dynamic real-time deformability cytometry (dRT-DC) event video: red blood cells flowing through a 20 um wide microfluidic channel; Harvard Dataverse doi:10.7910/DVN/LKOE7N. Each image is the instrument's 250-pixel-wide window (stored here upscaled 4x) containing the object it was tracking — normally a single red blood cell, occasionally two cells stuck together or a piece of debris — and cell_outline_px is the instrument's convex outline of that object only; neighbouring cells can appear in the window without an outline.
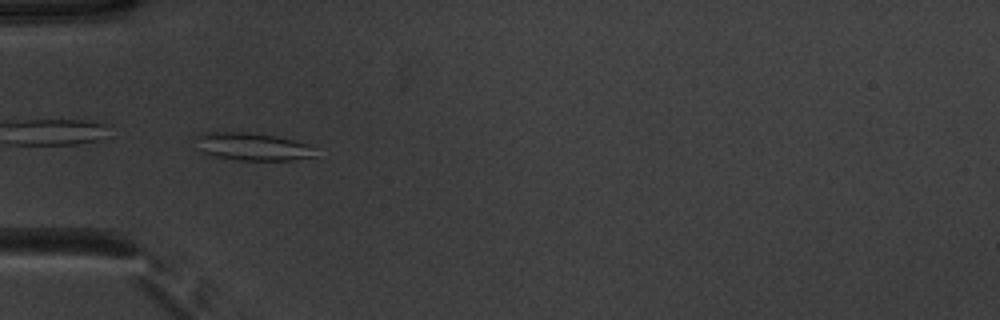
{"species": "common noctule bat (a hibernating species)", "species_latin": "Nyctalus noctula", "temperature_condition": "warm", "stored_images_in_passage": 36, "camera_frame_rate_fps": 3000, "um_per_image_px": 0.085, "animal": {"sex": "male", "body_mass_g": 20.1, "forearm_length_mm": 53.5}, "frame": {"image": 1, "passage_image": 1, "time_ms": 0.0, "image_size_px": [1000, 320], "cell_outline_px": [[316, 156], [292, 160], [236, 160], [216, 156], [204, 152], [196, 148], [192, 136], [204, 132], [248, 132], [276, 136], [292, 140], [304, 144], [312, 148]], "centroid_in_image_um": [21.34, 12.45], "position_along_channel_um": 63.7, "area_um2": 19.31}}
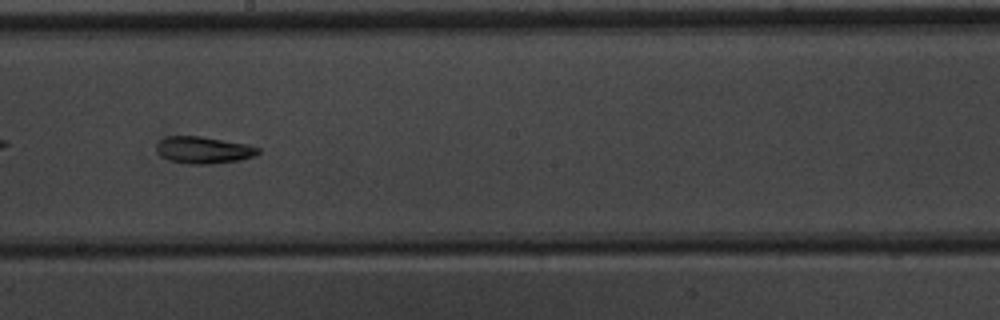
{"frame": {"image": 2, "passage_image": 14, "time_ms": 4.333, "image_size_px": [1000, 320], "cell_outline_px": [[260, 152], [252, 156], [240, 160], [212, 164], [188, 164], [168, 160], [160, 156], [156, 152], [156, 144], [164, 136], [200, 136], [248, 144], [260, 148]], "centroid_in_image_um": [17.26, 12.75], "position_along_channel_um": 230.9, "area_um2": 16.13}}
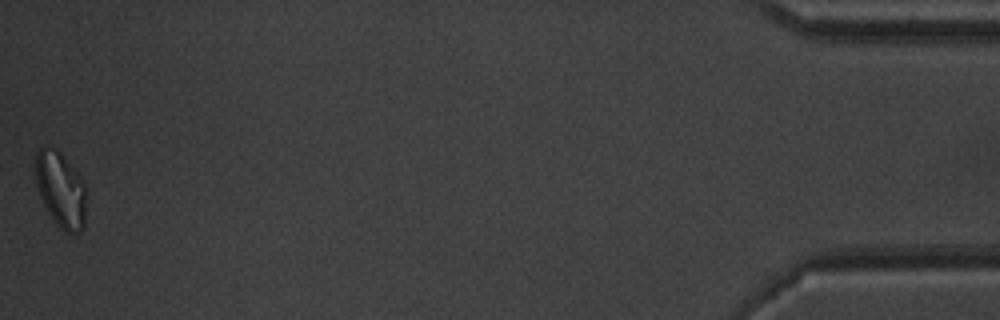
{"frame": {"image": 3, "passage_image": 36, "time_ms": 11.667, "image_size_px": [1000, 320], "cell_outline_px": [[84, 228], [80, 232], [64, 232], [52, 220], [40, 196], [36, 184], [36, 152], [44, 144], [56, 152], [80, 176], [84, 184]], "centroid_in_image_um": [5.13, 16.17], "position_along_channel_um": 430.1, "area_um2": 21.56}, "authors_computed_cell_mechanics": {"area_um2": 16.2707, "velocity_mm_per_s": 3.9262, "shape_relaxation_time_tau1_ms": 8.896, "shape_relaxation_time_tau2_ms": 8.2669, "deformation_change_tau1": 0.1782, "deformation_change_tau2": 0.1615}}